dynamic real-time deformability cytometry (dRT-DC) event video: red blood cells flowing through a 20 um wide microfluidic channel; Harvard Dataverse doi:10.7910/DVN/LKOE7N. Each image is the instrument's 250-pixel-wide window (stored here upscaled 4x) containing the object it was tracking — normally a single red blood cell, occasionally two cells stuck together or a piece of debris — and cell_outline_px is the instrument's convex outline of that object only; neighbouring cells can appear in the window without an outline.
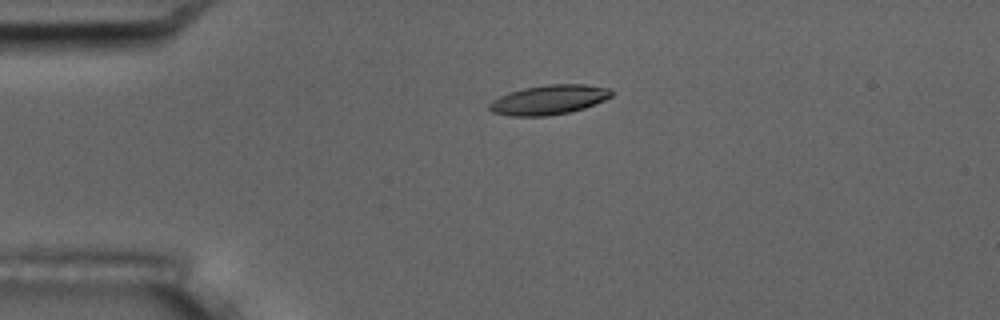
{"species": "common noctule bat (a hibernating species)", "species_latin": "Nyctalus noctula", "temperature_condition": "room temperature", "stored_images_in_passage": 2, "camera_frame_rate_fps": 3000, "um_per_image_px": 0.085, "animal": {"sex": "male", "body_mass_g": 17.5, "forearm_length_mm": 52.3}, "frame": {"image": 1, "passage_image": 1, "time_ms": 0.0, "image_size_px": [1000, 320], "cell_outline_px": [[612, 96], [604, 100], [584, 108], [568, 112], [548, 116], [512, 116], [492, 112], [488, 108], [488, 104], [492, 100], [500, 96], [524, 88], [548, 84], [584, 84], [608, 88], [612, 92]], "centroid_in_image_um": [46.64, 8.48], "position_along_channel_um": 38.4, "area_um2": 20.87}}